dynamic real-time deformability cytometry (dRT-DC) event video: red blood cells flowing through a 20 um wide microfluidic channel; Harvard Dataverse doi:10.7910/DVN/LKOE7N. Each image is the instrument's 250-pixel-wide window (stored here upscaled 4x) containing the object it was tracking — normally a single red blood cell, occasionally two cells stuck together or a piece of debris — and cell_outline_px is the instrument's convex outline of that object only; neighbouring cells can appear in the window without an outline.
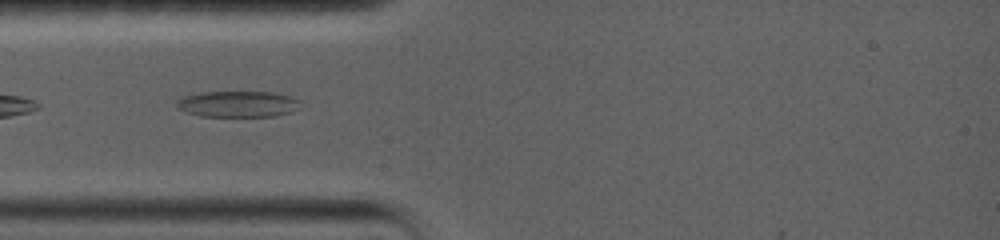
{"species": "common noctule bat (a hibernating species)", "species_latin": "Nyctalus noctula", "temperature_condition": "warm", "stored_images_in_passage": 13, "camera_frame_rate_fps": 5000, "um_per_image_px": 0.085, "animal": {"sex": "female", "body_mass_g": 19.0, "forearm_length_mm": 56.7}, "frame": {"image": 1, "passage_image": 1, "time_ms": 0.0, "image_size_px": [1000, 240], "cell_outline_px": [[300, 108], [292, 112], [272, 116], [200, 116], [176, 108], [176, 100], [184, 96], [200, 92], [272, 92], [288, 96], [300, 100]], "centroid_in_image_um": [20.21, 8.84], "position_along_channel_um": 64.8, "area_um2": 18.84}}
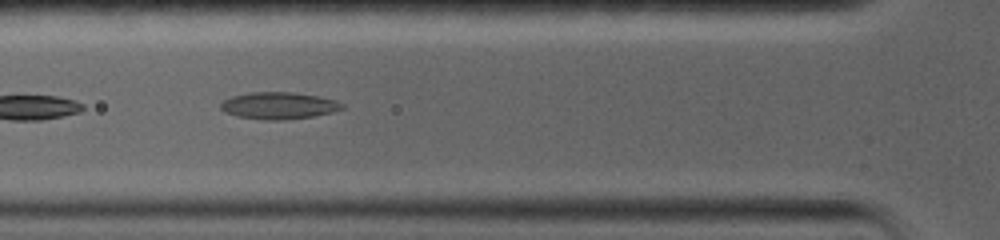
{"frame": {"image": 2, "passage_image": 4, "time_ms": 1.0, "image_size_px": [1000, 240], "cell_outline_px": [[344, 108], [332, 112], [312, 116], [284, 120], [260, 120], [236, 116], [224, 112], [220, 108], [220, 104], [224, 100], [232, 96], [248, 92], [296, 92], [336, 100], [344, 104]], "centroid_in_image_um": [23.66, 8.98], "position_along_channel_um": 102.1, "area_um2": 19.19}}